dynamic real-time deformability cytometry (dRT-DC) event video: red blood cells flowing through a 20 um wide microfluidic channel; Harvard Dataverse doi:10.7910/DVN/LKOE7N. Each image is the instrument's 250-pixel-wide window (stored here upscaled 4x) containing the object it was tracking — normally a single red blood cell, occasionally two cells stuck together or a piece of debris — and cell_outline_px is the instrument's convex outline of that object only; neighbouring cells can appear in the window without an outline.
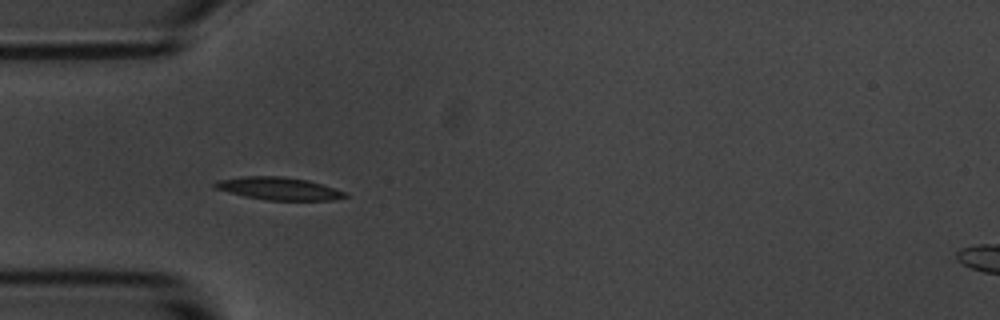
{"species": "common noctule bat (a hibernating species)", "species_latin": "Nyctalus noctula", "temperature_condition": "room temperature", "stored_images_in_passage": 5, "camera_frame_rate_fps": 3000, "um_per_image_px": 0.085, "animal": {"sex": "male", "body_mass_g": 20.1, "forearm_length_mm": 53.5}, "frame": {"image": 1, "passage_image": 5, "time_ms": 4.333, "image_size_px": [1000, 320], "cell_outline_px": [[348, 196], [332, 200], [268, 200], [244, 196], [212, 188], [212, 184], [216, 180], [244, 176], [280, 176], [308, 180], [348, 192]], "centroid_in_image_um": [23.66, 16.02], "position_along_channel_um": 61.3, "area_um2": 17.28}}